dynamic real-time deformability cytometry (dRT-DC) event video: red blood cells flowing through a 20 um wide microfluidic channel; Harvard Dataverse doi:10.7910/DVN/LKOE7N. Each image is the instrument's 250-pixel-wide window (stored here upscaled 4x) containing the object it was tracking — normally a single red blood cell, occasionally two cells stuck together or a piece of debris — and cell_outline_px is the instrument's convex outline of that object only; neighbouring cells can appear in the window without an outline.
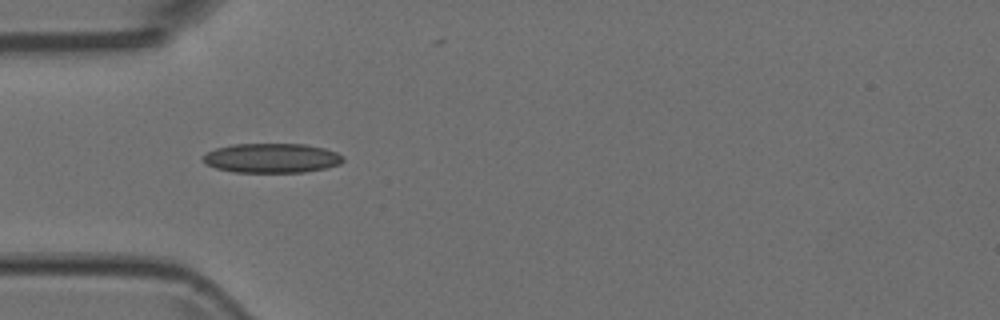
{"species": "Egyptian fruit bat (a non-hibernating species)", "species_latin": "Rousettus aegyptiacus", "temperature_condition": "room temperature", "stored_images_in_passage": 4, "camera_frame_rate_fps": 3000, "um_per_image_px": 0.085, "animal": {"sex": "female"}, "frame": {"image": 1, "passage_image": 3, "time_ms": 0.667, "image_size_px": [1000, 320], "cell_outline_px": [[344, 160], [340, 164], [328, 168], [304, 172], [232, 172], [216, 168], [204, 164], [204, 156], [208, 152], [216, 148], [232, 144], [304, 144], [324, 148], [336, 152], [344, 156]], "centroid_in_image_um": [23.12, 13.44], "position_along_channel_um": 61.9, "area_um2": 24.16}}
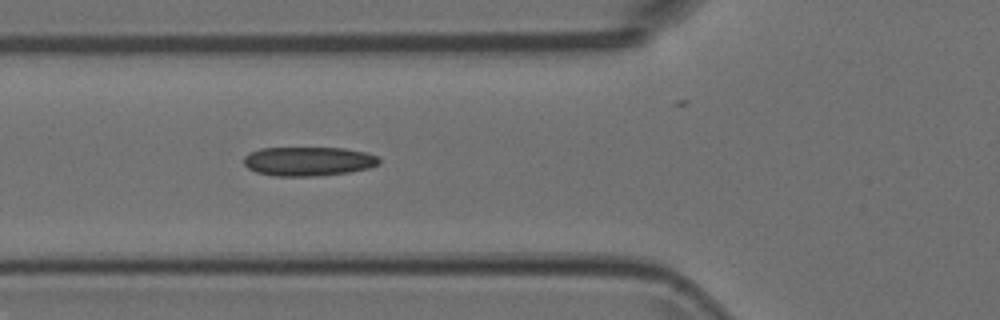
{"frame": {"image": 2, "passage_image": 4, "time_ms": 1.0, "image_size_px": [1000, 320], "cell_outline_px": [[380, 164], [368, 168], [348, 172], [316, 176], [272, 176], [256, 172], [248, 168], [244, 164], [244, 156], [248, 152], [260, 148], [344, 148], [368, 152], [380, 156]], "centroid_in_image_um": [26.22, 13.7], "position_along_channel_um": 99.6, "area_um2": 23.24}}